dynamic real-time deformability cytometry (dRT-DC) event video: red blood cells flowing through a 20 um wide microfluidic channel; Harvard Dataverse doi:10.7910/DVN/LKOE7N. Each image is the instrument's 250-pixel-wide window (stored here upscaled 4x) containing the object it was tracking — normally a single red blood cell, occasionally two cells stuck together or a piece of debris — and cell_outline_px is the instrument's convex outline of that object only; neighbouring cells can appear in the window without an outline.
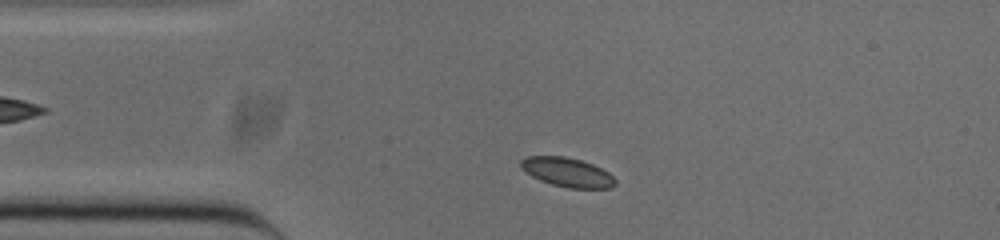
{"species": "common noctule bat (a hibernating species)", "species_latin": "Nyctalus noctula", "temperature_condition": "cold", "stored_images_in_passage": 46, "camera_frame_rate_fps": 3000, "um_per_image_px": 0.085, "animal": {"sex": "male", "body_mass_g": 20.0, "forearm_length_mm": 53.3}, "frame": {"image": 1, "passage_image": 4, "time_ms": 1.0, "image_size_px": [1000, 240], "cell_outline_px": [[616, 184], [612, 188], [568, 188], [552, 184], [540, 180], [532, 176], [520, 168], [520, 160], [524, 156], [564, 156], [580, 160], [592, 164], [608, 172], [616, 180]], "centroid_in_image_um": [48.19, 14.64], "position_along_channel_um": 36.8, "area_um2": 16.07}}
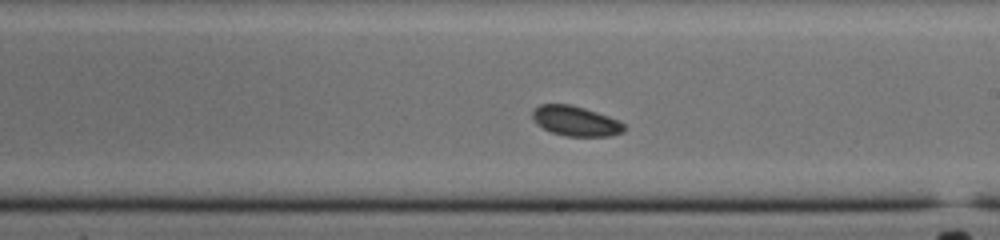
{"frame": {"image": 2, "passage_image": 22, "time_ms": 7.0, "image_size_px": [1000, 240], "cell_outline_px": [[624, 132], [612, 136], [564, 136], [552, 132], [536, 124], [532, 120], [532, 108], [540, 104], [572, 104], [620, 120], [624, 124]], "centroid_in_image_um": [48.9, 10.28], "position_along_channel_um": 240.1, "area_um2": 16.18}}
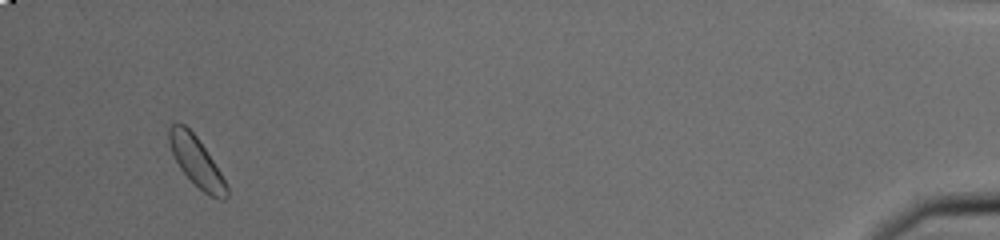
{"frame": {"image": 3, "passage_image": 43, "time_ms": 14.0, "image_size_px": [1000, 240], "cell_outline_px": [[228, 196], [224, 200], [220, 200], [208, 196], [180, 168], [172, 152], [168, 140], [168, 128], [172, 124], [184, 124], [196, 136], [228, 184]], "centroid_in_image_um": [16.71, 13.76], "position_along_channel_um": 418.5, "area_um2": 16.3}}